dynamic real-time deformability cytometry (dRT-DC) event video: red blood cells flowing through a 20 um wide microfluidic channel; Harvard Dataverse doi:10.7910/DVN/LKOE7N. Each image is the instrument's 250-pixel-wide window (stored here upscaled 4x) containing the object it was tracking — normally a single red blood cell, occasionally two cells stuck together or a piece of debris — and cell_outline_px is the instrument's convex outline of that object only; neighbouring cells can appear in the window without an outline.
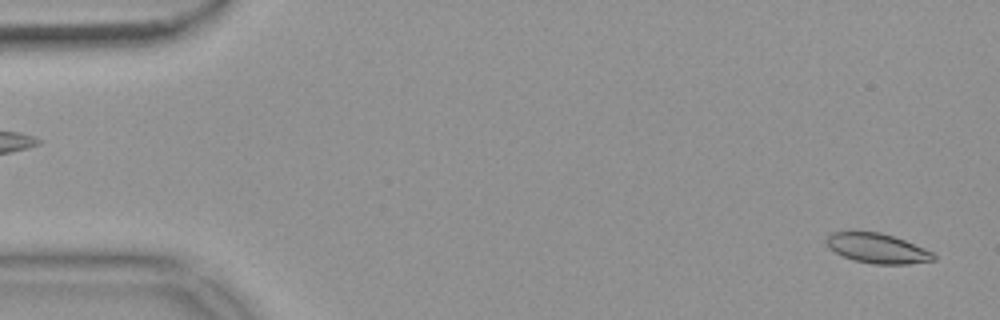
{"species": "common noctule bat (a hibernating species)", "species_latin": "Nyctalus noctula", "temperature_condition": "warm", "stored_images_in_passage": 55, "camera_frame_rate_fps": 3000, "um_per_image_px": 0.085, "animal": {"sex": "female", "body_mass_g": 18.4}, "frame": {"image": 1, "passage_image": 2, "time_ms": 0.333, "image_size_px": [1000, 320], "cell_outline_px": [[936, 260], [908, 264], [872, 264], [856, 260], [844, 256], [828, 248], [824, 240], [832, 232], [880, 232], [904, 240], [924, 248], [932, 252], [936, 256]], "centroid_in_image_um": [74.57, 21.11], "position_along_channel_um": 10.4, "area_um2": 18.44}}
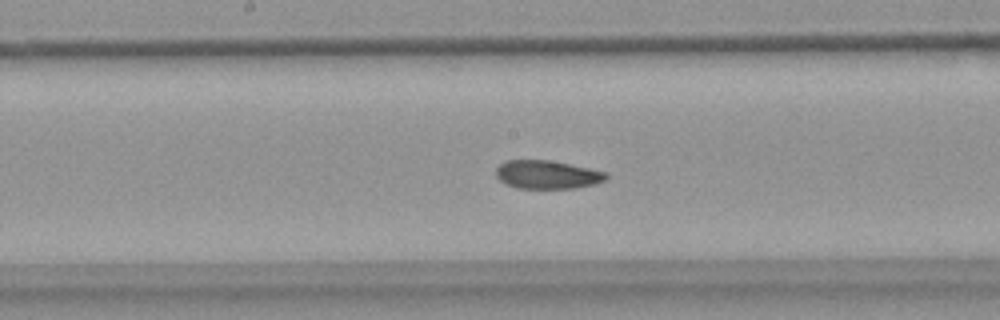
{"frame": {"image": 2, "passage_image": 28, "time_ms": 9.0, "image_size_px": [1000, 320], "cell_outline_px": [[608, 176], [604, 180], [596, 184], [576, 188], [516, 188], [504, 184], [496, 176], [496, 168], [504, 160], [548, 160], [608, 172]], "centroid_in_image_um": [46.49, 14.85], "position_along_channel_um": 201.7, "area_um2": 18.26}}
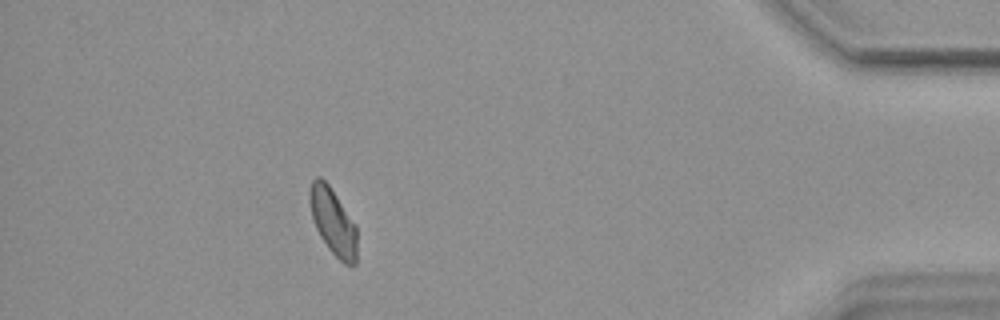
{"frame": {"image": 3, "passage_image": 49, "time_ms": 16.0, "image_size_px": [1000, 320], "cell_outline_px": [[356, 264], [344, 264], [328, 248], [320, 236], [316, 228], [312, 216], [308, 200], [308, 192], [312, 180], [316, 176], [320, 176], [328, 184], [356, 224]], "centroid_in_image_um": [28.28, 18.81], "position_along_channel_um": 406.9, "area_um2": 18.32}, "authors_computed_cell_mechanics": {"area_um2": 18.8428, "velocity_mm_per_s": 3.6755, "shape_relaxation_time_tau1_ms": null, "shape_relaxation_time_tau2_ms": 2.8375, "deformation_change_tau1": null, "deformation_change_tau2": 0.0595}}